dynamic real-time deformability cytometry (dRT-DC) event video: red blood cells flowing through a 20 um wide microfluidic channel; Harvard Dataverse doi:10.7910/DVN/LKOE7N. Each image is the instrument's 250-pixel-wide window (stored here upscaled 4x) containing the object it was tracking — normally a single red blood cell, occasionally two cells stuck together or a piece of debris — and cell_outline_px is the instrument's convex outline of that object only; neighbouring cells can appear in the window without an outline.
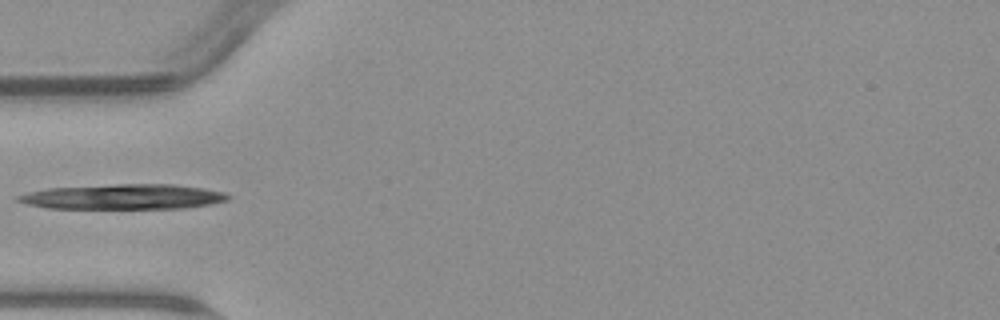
{"species": "common noctule bat (a hibernating species)", "species_latin": "Nyctalus noctula", "temperature_condition": "warm", "stored_images_in_passage": 2, "camera_frame_rate_fps": 3000, "um_per_image_px": 0.085, "animal": {"sex": "male", "body_mass_g": 23.1, "forearm_length_mm": 52.7}, "frame": {"image": 1, "passage_image": 1, "time_ms": 0.0, "image_size_px": [1000, 320], "cell_outline_px": [[232, 196], [228, 200], [212, 204], [184, 208], [48, 208], [28, 204], [16, 200], [12, 196], [28, 192], [48, 188], [116, 184], [172, 184], [204, 188], [224, 192]], "centroid_in_image_um": [10.49, 16.72], "position_along_channel_um": 74.5, "area_um2": 30.75}}